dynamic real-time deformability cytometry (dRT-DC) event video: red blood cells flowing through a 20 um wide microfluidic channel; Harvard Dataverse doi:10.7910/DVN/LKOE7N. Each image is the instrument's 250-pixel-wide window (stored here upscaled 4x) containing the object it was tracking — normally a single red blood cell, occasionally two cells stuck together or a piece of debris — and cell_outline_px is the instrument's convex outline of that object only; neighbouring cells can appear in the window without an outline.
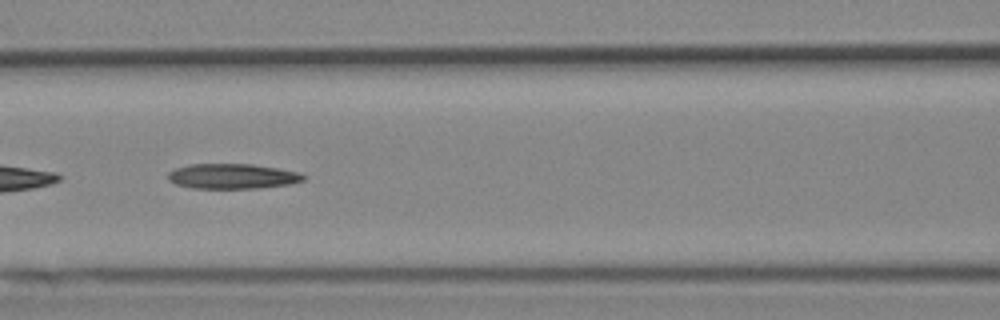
{"species": "Egyptian fruit bat (a non-hibernating species)", "species_latin": "Rousettus aegyptiacus", "temperature_condition": "cold", "stored_images_in_passage": 38, "segment_of_instrument_passage": [2, 2], "camera_frame_rate_fps": 3000, "um_per_image_px": 0.085, "animal": {"sex": "female"}, "frame": {"image": 1, "passage_image": 22, "time_ms": 7.0, "image_size_px": [1000, 320], "cell_outline_px": [[308, 176], [304, 180], [288, 184], [256, 188], [192, 188], [176, 184], [168, 180], [168, 172], [176, 168], [188, 164], [252, 164], [300, 172]], "centroid_in_image_um": [19.75, 14.97], "position_along_channel_um": 146.8, "area_um2": 19.77}}
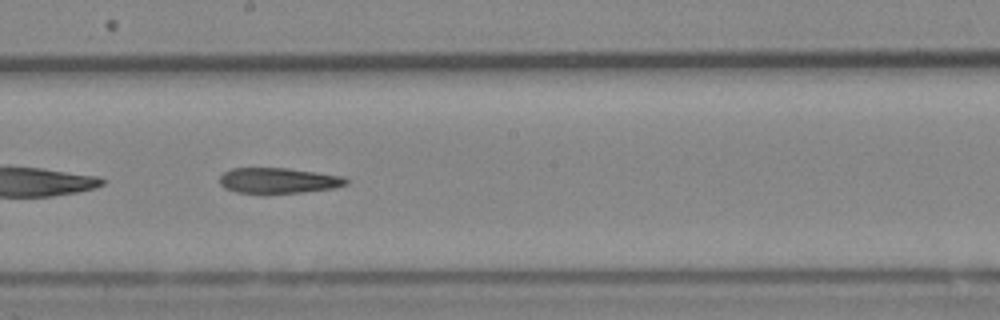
{"frame": {"image": 2, "passage_image": 28, "time_ms": 9.0, "image_size_px": [1000, 320], "cell_outline_px": [[348, 184], [332, 188], [300, 192], [236, 192], [224, 188], [220, 184], [220, 176], [224, 172], [232, 168], [288, 168], [344, 176], [348, 180]], "centroid_in_image_um": [23.66, 15.32], "position_along_channel_um": 224.5, "area_um2": 18.5}}
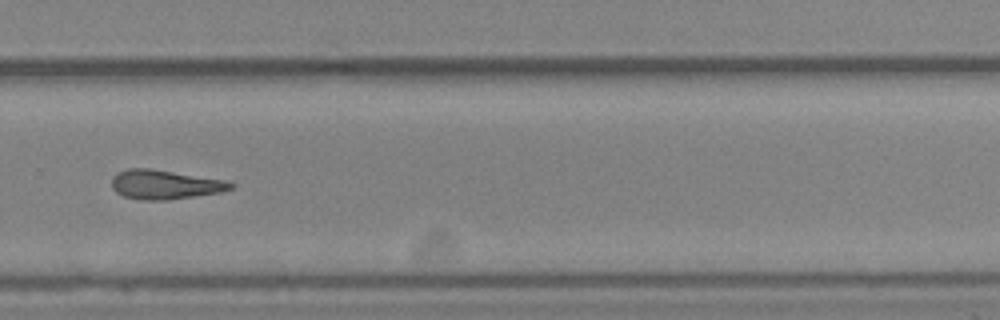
{"frame": {"image": 3, "passage_image": 35, "time_ms": 11.333, "image_size_px": [1000, 320], "cell_outline_px": [[236, 184], [232, 188], [220, 192], [164, 200], [144, 200], [124, 196], [116, 192], [112, 188], [112, 176], [116, 172], [128, 168], [148, 168], [224, 180]], "centroid_in_image_um": [13.96, 15.68], "position_along_channel_um": 315.8, "area_um2": 20.0}}